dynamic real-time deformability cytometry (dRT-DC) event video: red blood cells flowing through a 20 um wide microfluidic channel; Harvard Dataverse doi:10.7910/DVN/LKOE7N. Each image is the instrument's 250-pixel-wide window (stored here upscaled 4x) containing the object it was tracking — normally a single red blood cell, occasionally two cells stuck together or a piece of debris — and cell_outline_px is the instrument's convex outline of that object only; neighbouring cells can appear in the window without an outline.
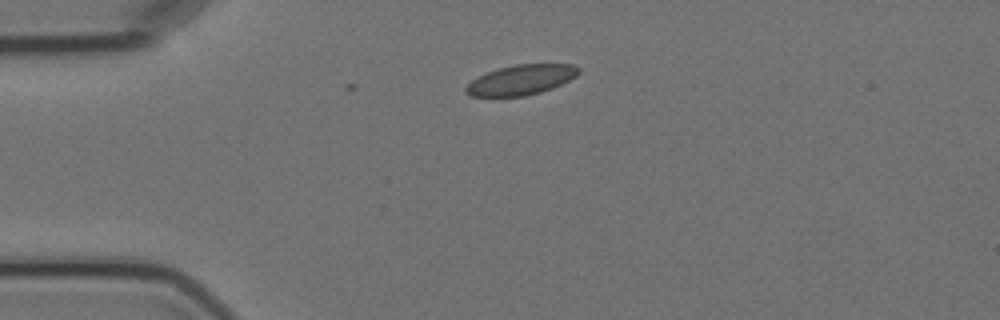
{"species": "Egyptian fruit bat (a non-hibernating species)", "species_latin": "Rousettus aegyptiacus", "temperature_condition": "cold", "stored_images_in_passage": 3, "camera_frame_rate_fps": 3000, "um_per_image_px": 0.085, "animal": {"sex": "female"}, "frame": {"image": 1, "passage_image": 1, "time_ms": 0.0, "image_size_px": [1000, 320], "cell_outline_px": [[580, 72], [576, 76], [552, 88], [540, 92], [524, 96], [472, 96], [464, 92], [464, 88], [476, 76], [500, 68], [516, 64], [572, 64], [580, 68]], "centroid_in_image_um": [44.28, 6.78], "position_along_channel_um": 40.7, "area_um2": 19.59}}
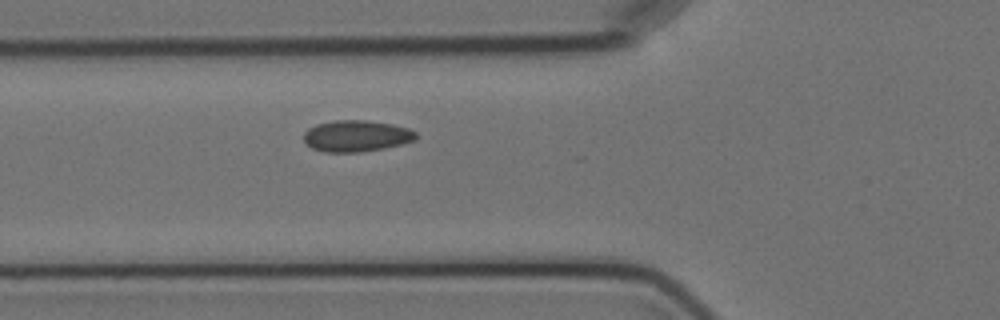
{"frame": {"image": 2, "passage_image": 3, "time_ms": 2.333, "image_size_px": [1000, 320], "cell_outline_px": [[416, 140], [384, 148], [360, 152], [324, 152], [312, 148], [304, 140], [304, 132], [308, 128], [316, 124], [332, 120], [368, 120], [392, 124], [408, 128], [416, 132]], "centroid_in_image_um": [30.28, 11.55], "position_along_channel_um": 95.5, "area_um2": 20.58}}